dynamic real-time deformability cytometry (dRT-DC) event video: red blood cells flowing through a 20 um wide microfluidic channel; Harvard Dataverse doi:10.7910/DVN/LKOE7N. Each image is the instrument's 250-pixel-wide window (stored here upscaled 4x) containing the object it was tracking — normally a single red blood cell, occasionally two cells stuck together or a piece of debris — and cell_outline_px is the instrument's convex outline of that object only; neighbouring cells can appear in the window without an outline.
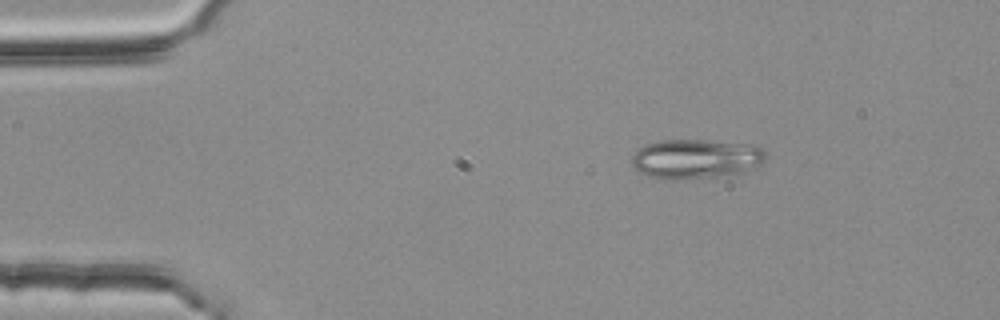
{"species": "common noctule bat (a hibernating species)", "species_latin": "Nyctalus noctula", "temperature_condition": "room temperature", "stored_images_in_passage": 2, "camera_frame_rate_fps": 3000, "um_per_image_px": 0.085, "animal": {"sex": "female", "body_mass_g": 25.1}, "frame": {"image": 1, "passage_image": 1, "time_ms": 0.0, "image_size_px": [1000, 320], "cell_outline_px": [[764, 160], [740, 172], [716, 176], [684, 180], [672, 180], [648, 176], [640, 172], [632, 164], [632, 156], [640, 148], [648, 144], [664, 140], [704, 140], [740, 144], [760, 148], [764, 152]], "centroid_in_image_um": [59.04, 13.51], "position_along_channel_um": 26.0, "area_um2": 29.88}}